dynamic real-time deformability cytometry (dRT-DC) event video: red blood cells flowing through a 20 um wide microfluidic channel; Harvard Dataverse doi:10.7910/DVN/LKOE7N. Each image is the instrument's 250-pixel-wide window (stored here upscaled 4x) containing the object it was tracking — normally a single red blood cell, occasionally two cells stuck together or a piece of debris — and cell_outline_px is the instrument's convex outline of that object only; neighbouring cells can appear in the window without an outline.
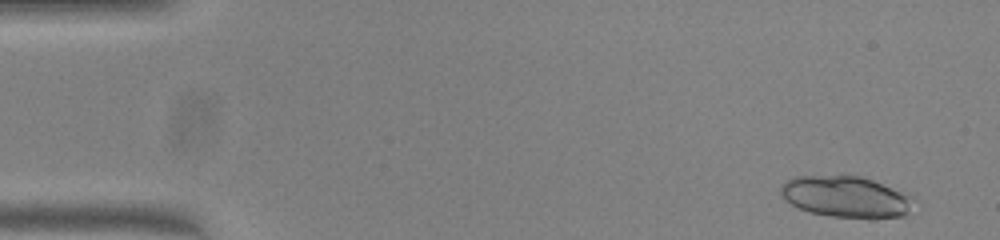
{"species": "common noctule bat (a hibernating species)", "species_latin": "Nyctalus noctula", "temperature_condition": "warm", "stored_images_in_passage": 49, "camera_frame_rate_fps": 3000, "um_per_image_px": 0.085, "animal": {"sex": "female", "body_mass_g": 23.0, "forearm_length_mm": 53.4}, "frame": {"image": 1, "passage_image": 2, "time_ms": 0.333, "image_size_px": [1000, 240], "cell_outline_px": [[908, 212], [904, 216], [872, 220], [868, 220], [832, 216], [812, 212], [800, 208], [784, 200], [780, 196], [780, 188], [788, 180], [796, 176], [864, 176], [900, 192], [908, 196]], "centroid_in_image_um": [71.84, 16.75], "position_along_channel_um": 13.2, "area_um2": 31.62}}
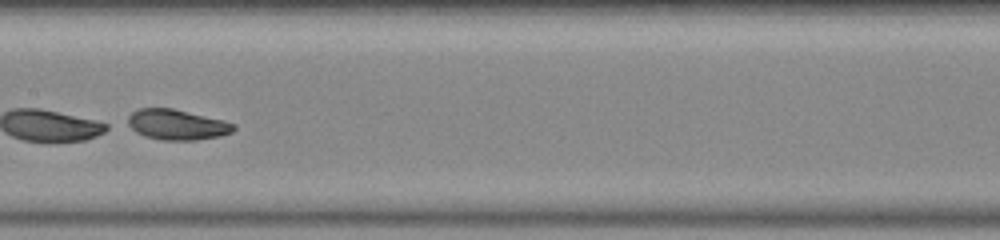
{"frame": {"image": 2, "passage_image": 25, "time_ms": 8.0, "image_size_px": [1000, 240], "cell_outline_px": [[236, 128], [232, 132], [220, 136], [196, 140], [164, 140], [144, 136], [136, 132], [124, 124], [128, 116], [132, 112], [140, 108], [172, 108], [224, 120], [236, 124]], "centroid_in_image_um": [15.01, 10.59], "position_along_channel_um": 192.4, "area_um2": 18.96}}